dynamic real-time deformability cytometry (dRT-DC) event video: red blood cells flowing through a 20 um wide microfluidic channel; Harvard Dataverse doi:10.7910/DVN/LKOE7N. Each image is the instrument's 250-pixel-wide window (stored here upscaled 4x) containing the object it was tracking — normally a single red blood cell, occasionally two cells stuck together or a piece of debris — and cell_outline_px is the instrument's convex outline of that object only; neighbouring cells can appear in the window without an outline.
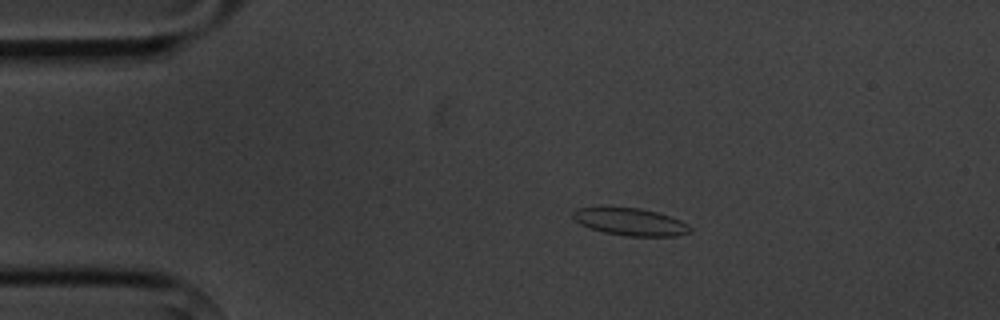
{"species": "common noctule bat (a hibernating species)", "species_latin": "Nyctalus noctula", "temperature_condition": "cold", "stored_images_in_passage": 5, "camera_frame_rate_fps": 3000, "um_per_image_px": 0.085, "animal": {"sex": "male", "body_mass_g": 20.1, "forearm_length_mm": 53.5}, "frame": {"image": 1, "passage_image": 2, "time_ms": 1.0, "image_size_px": [1000, 320], "cell_outline_px": [[692, 232], [676, 236], [624, 236], [604, 232], [588, 228], [580, 224], [572, 216], [572, 212], [576, 208], [600, 204], [640, 208], [656, 212], [680, 220], [688, 224], [692, 228]], "centroid_in_image_um": [53.49, 18.81], "position_along_channel_um": 31.5, "area_um2": 19.48}}